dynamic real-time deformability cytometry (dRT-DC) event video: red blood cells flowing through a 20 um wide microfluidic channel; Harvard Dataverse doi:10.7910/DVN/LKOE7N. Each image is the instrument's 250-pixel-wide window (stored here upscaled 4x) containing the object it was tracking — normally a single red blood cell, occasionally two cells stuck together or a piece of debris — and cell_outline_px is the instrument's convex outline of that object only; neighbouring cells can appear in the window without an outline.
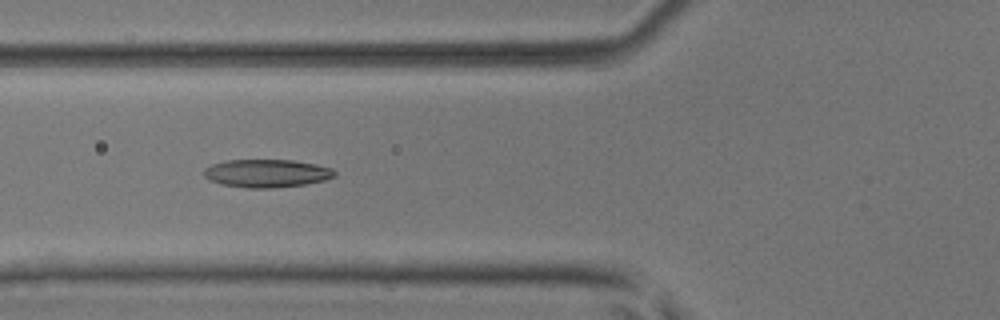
{"species": "common noctule bat (a hibernating species)", "species_latin": "Nyctalus noctula", "temperature_condition": "room temperature", "stored_images_in_passage": 7, "camera_frame_rate_fps": 3000, "um_per_image_px": 0.085, "animal": {"sex": "male", "body_mass_g": 17.9, "forearm_length_mm": 54.2}, "frame": {"image": 1, "passage_image": 5, "time_ms": 1.333, "image_size_px": [1000, 320], "cell_outline_px": [[336, 176], [324, 180], [304, 184], [272, 188], [248, 188], [220, 184], [208, 180], [204, 176], [204, 168], [212, 164], [228, 160], [292, 160], [316, 164], [332, 168], [336, 172]], "centroid_in_image_um": [22.66, 14.73], "position_along_channel_um": 103.1, "area_um2": 21.39}}
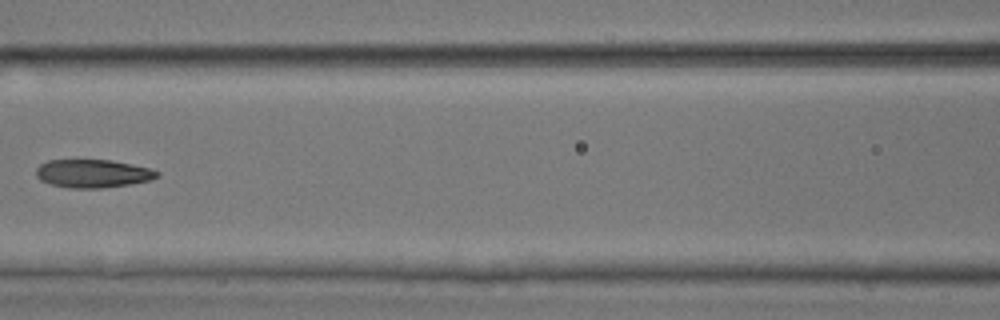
{"frame": {"image": 2, "passage_image": 6, "time_ms": 1.667, "image_size_px": [1000, 320], "cell_outline_px": [[160, 176], [152, 180], [132, 184], [100, 188], [68, 188], [52, 184], [40, 180], [36, 176], [36, 168], [40, 164], [48, 160], [112, 160], [148, 168], [160, 172]], "centroid_in_image_um": [7.9, 14.75], "position_along_channel_um": 158.7, "area_um2": 19.94}}
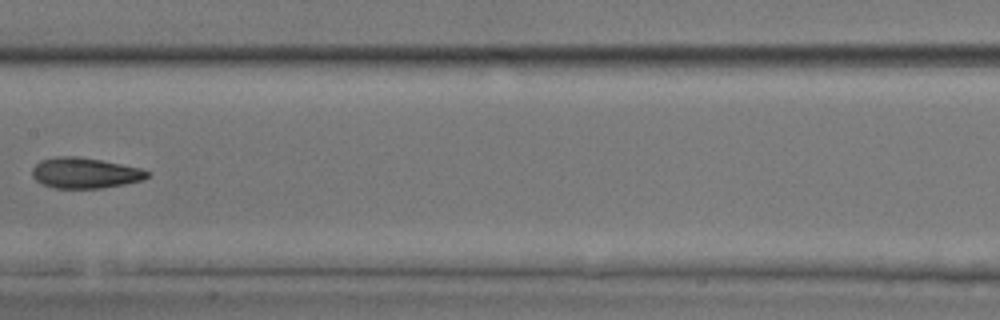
{"frame": {"image": 3, "passage_image": 7, "time_ms": 2.0, "image_size_px": [1000, 320], "cell_outline_px": [[152, 172], [144, 180], [124, 184], [100, 188], [56, 188], [44, 184], [36, 180], [32, 176], [32, 168], [40, 160], [56, 156], [76, 156], [100, 160], [140, 168]], "centroid_in_image_um": [7.22, 14.7], "position_along_channel_um": 200.2, "area_um2": 20.46}}